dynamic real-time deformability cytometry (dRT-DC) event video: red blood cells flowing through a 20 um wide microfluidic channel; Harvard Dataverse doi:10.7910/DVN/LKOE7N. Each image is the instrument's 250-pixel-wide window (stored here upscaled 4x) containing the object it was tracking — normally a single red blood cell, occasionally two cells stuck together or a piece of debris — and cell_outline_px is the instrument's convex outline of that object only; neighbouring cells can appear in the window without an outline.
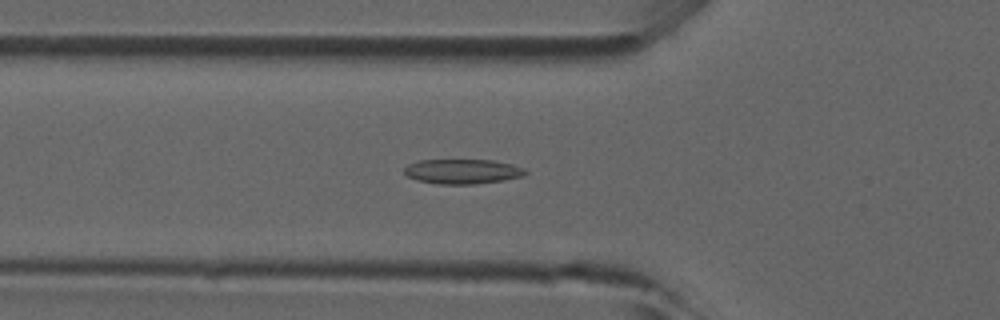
{"species": "common noctule bat (a hibernating species)", "species_latin": "Nyctalus noctula", "temperature_condition": "room temperature", "stored_images_in_passage": 6, "camera_frame_rate_fps": 3000, "um_per_image_px": 0.085, "animal": {"sex": "male", "forearm_length_mm": 52.5}, "frame": {"image": 1, "passage_image": 2, "time_ms": 0.333, "image_size_px": [1000, 320], "cell_outline_px": [[528, 172], [524, 176], [504, 180], [472, 184], [440, 184], [420, 180], [408, 176], [404, 172], [404, 168], [408, 164], [420, 160], [492, 160], [512, 164], [524, 168]], "centroid_in_image_um": [39.35, 14.56], "position_along_channel_um": 86.4, "area_um2": 17.34}}